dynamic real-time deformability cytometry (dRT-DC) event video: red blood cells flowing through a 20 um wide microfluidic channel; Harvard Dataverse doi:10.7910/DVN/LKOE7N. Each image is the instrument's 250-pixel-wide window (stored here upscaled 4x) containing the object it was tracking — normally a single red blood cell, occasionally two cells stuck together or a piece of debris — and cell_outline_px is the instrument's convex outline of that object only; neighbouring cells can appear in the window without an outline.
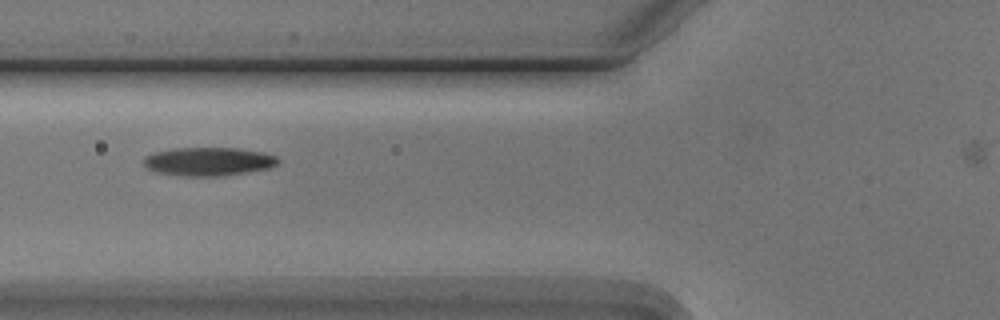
{"species": "Egyptian fruit bat (a non-hibernating species)", "species_latin": "Rousettus aegyptiacus", "temperature_condition": "cold", "stored_images_in_passage": 8, "camera_frame_rate_fps": 3000, "um_per_image_px": 0.085, "animal": {"sex": "male"}, "frame": {"image": 1, "passage_image": 6, "time_ms": 5.667, "image_size_px": [1000, 320], "cell_outline_px": [[280, 160], [276, 164], [268, 168], [244, 172], [216, 176], [184, 176], [156, 172], [148, 168], [144, 164], [144, 156], [152, 152], [172, 148], [240, 148], [264, 152], [276, 156]], "centroid_in_image_um": [17.69, 13.71], "position_along_channel_um": 108.1, "area_um2": 22.25}}
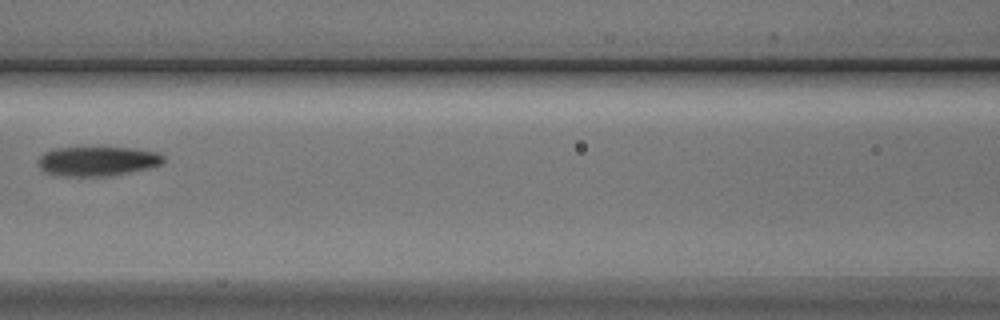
{"frame": {"image": 2, "passage_image": 7, "time_ms": 7.0, "image_size_px": [1000, 320], "cell_outline_px": [[164, 160], [160, 164], [148, 168], [112, 176], [60, 176], [44, 172], [40, 168], [40, 156], [44, 152], [56, 148], [132, 148], [156, 152], [164, 156]], "centroid_in_image_um": [8.28, 13.71], "position_along_channel_um": 158.3, "area_um2": 21.33}}
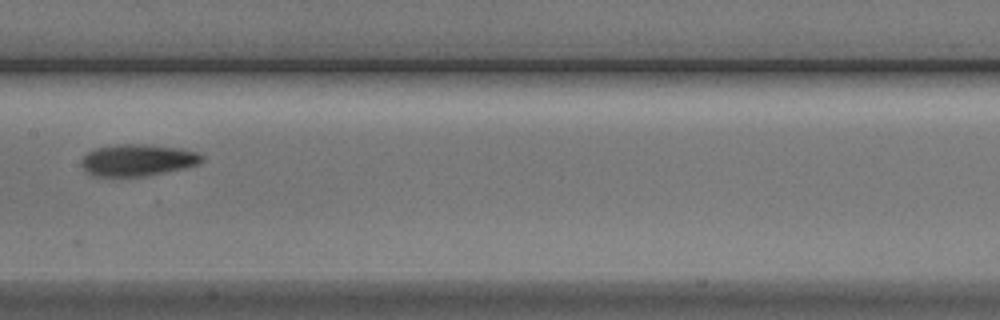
{"frame": {"image": 3, "passage_image": 8, "time_ms": 8.0, "image_size_px": [1000, 320], "cell_outline_px": [[204, 160], [200, 164], [184, 168], [144, 176], [92, 176], [80, 164], [84, 156], [88, 152], [96, 148], [120, 144], [144, 144], [180, 148], [196, 152], [204, 156]], "centroid_in_image_um": [11.72, 13.61], "position_along_channel_um": 195.7, "area_um2": 22.2}}